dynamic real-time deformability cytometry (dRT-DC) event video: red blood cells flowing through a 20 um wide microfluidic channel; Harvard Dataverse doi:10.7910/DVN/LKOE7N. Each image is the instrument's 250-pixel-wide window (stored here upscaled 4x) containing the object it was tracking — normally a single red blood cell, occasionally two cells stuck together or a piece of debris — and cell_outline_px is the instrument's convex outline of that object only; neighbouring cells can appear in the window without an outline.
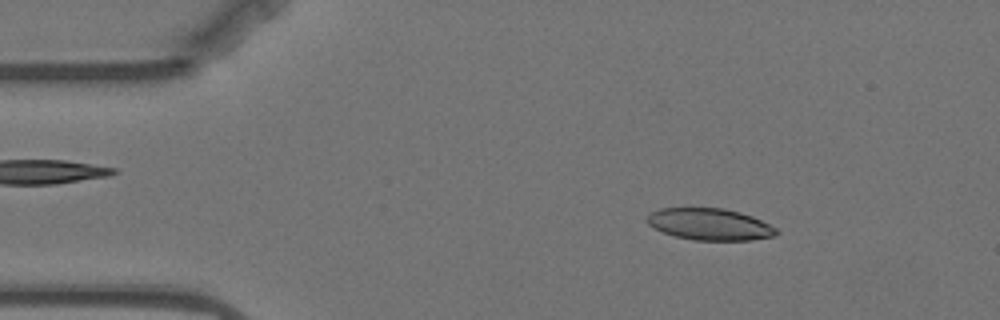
{"species": "Egyptian fruit bat (a non-hibernating species)", "species_latin": "Rousettus aegyptiacus", "temperature_condition": "warm", "stored_images_in_passage": 15, "camera_frame_rate_fps": 3000, "um_per_image_px": 0.085, "animal": {"sex": "female"}, "frame": {"image": 1, "passage_image": 7, "time_ms": 2.0, "image_size_px": [1000, 320], "cell_outline_px": [[780, 232], [776, 236], [752, 240], [696, 240], [676, 236], [664, 232], [648, 224], [644, 220], [648, 212], [660, 208], [724, 208], [740, 212], [752, 216], [776, 228]], "centroid_in_image_um": [60.32, 19.05], "position_along_channel_um": 24.7, "area_um2": 23.99}}